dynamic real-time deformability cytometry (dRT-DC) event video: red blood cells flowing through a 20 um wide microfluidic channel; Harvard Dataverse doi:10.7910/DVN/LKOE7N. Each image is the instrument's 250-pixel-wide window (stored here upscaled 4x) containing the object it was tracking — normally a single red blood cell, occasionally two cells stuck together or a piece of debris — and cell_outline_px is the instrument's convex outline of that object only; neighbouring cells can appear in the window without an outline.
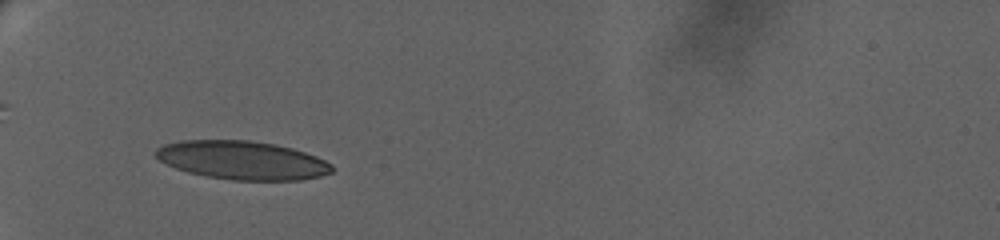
{"species": "human", "species_latin": "Homo sapiens", "temperature_condition": "warm", "stored_images_in_passage": 9, "camera_frame_rate_fps": 3000, "um_per_image_px": 0.085, "donor": {"sex": "female"}, "frame": {"image": 1, "passage_image": 4, "time_ms": 2.0, "image_size_px": [1000, 240], "cell_outline_px": [[332, 172], [320, 176], [300, 180], [232, 180], [204, 176], [188, 172], [176, 168], [160, 160], [156, 156], [156, 148], [164, 144], [180, 140], [248, 140], [276, 144], [292, 148], [316, 156], [332, 164]], "centroid_in_image_um": [20.59, 13.61], "position_along_channel_um": 64.4, "area_um2": 39.54}}
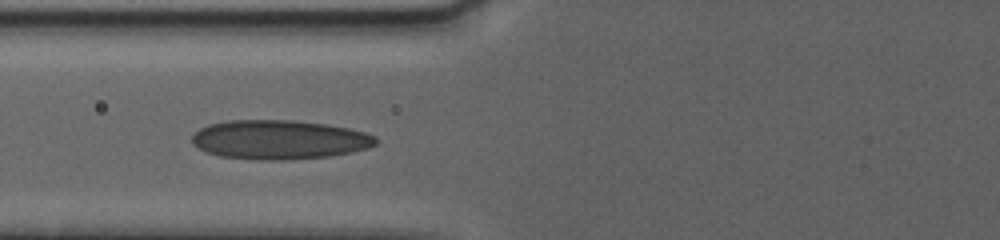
{"frame": {"image": 2, "passage_image": 6, "time_ms": 3.667, "image_size_px": [1000, 240], "cell_outline_px": [[376, 144], [368, 148], [352, 152], [332, 156], [284, 160], [256, 160], [220, 156], [208, 152], [192, 144], [192, 136], [200, 128], [208, 124], [228, 120], [292, 120], [324, 124], [348, 128], [364, 132], [376, 136]], "centroid_in_image_um": [23.74, 11.87], "position_along_channel_um": 102.1, "area_um2": 42.02}}
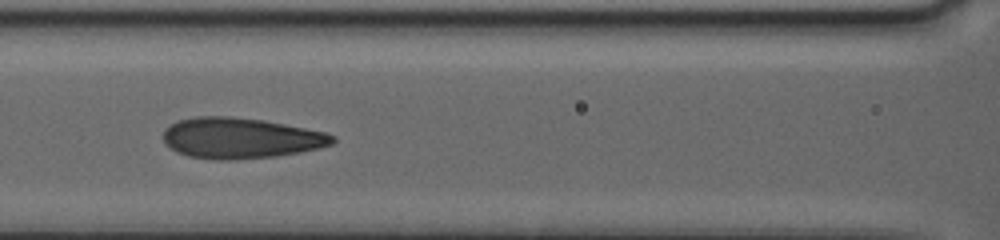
{"frame": {"image": 3, "passage_image": 8, "time_ms": 5.0, "image_size_px": [1000, 240], "cell_outline_px": [[336, 140], [332, 144], [320, 148], [300, 152], [276, 156], [236, 160], [216, 160], [188, 156], [176, 152], [164, 144], [164, 132], [172, 124], [180, 120], [196, 116], [232, 116], [264, 120], [324, 132], [336, 136]], "centroid_in_image_um": [20.45, 11.75], "position_along_channel_um": 146.1, "area_um2": 40.29}}